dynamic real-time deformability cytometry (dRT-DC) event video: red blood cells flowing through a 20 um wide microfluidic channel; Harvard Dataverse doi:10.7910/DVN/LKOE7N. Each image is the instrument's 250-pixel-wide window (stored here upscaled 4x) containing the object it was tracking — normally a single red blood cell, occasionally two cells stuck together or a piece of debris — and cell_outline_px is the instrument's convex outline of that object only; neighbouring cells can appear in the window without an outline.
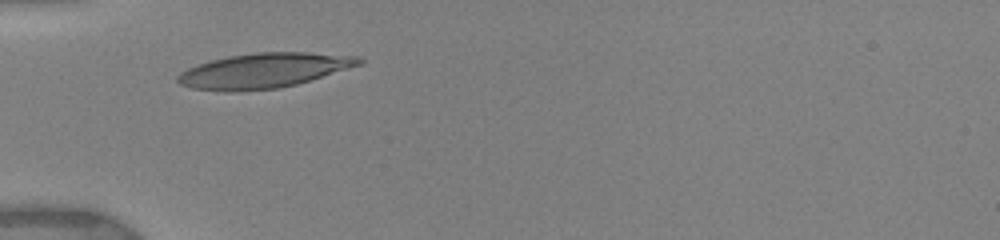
{"species": "human", "species_latin": "Homo sapiens", "temperature_condition": "warm", "stored_images_in_passage": 8, "camera_frame_rate_fps": 3000, "um_per_image_px": 0.085, "donor": {"sex": "female"}, "frame": {"image": 1, "passage_image": 1, "time_ms": 0.0, "image_size_px": [1000, 240], "cell_outline_px": [[364, 64], [296, 84], [280, 88], [236, 92], [224, 92], [192, 88], [180, 84], [176, 80], [176, 76], [180, 72], [196, 64], [228, 56], [256, 52], [308, 52], [360, 56], [364, 60]], "centroid_in_image_um": [22.43, 6.0], "position_along_channel_um": 62.6, "area_um2": 37.22}}